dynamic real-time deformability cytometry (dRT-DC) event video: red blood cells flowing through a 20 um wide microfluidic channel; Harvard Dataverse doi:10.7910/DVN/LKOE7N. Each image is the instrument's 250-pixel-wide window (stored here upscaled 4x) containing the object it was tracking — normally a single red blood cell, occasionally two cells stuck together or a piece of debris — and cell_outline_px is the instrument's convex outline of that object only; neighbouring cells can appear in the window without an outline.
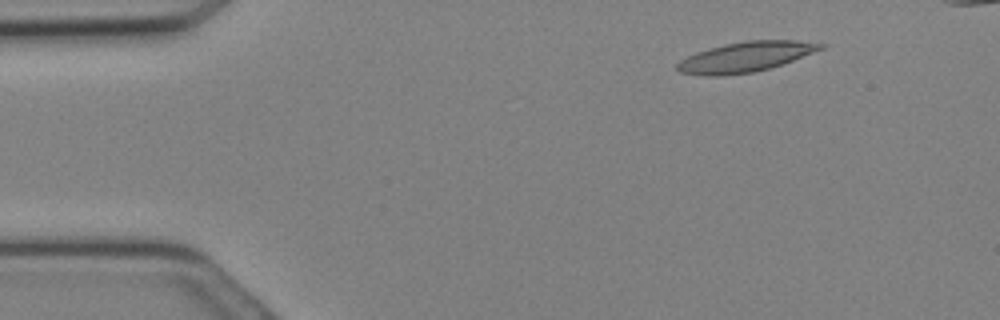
{"species": "Egyptian fruit bat (a non-hibernating species)", "species_latin": "Rousettus aegyptiacus", "temperature_condition": "cold", "stored_images_in_passage": 29, "camera_frame_rate_fps": 3000, "um_per_image_px": 0.085, "animal": {"sex": "female"}, "frame": {"image": 1, "passage_image": 4, "time_ms": 1.0, "image_size_px": [1000, 320], "cell_outline_px": [[828, 44], [824, 48], [784, 64], [752, 72], [724, 76], [704, 76], [680, 72], [676, 68], [676, 64], [680, 60], [696, 52], [708, 48], [724, 44], [748, 40], [796, 40]], "centroid_in_image_um": [63.37, 4.83], "position_along_channel_um": 21.6, "area_um2": 25.26}}
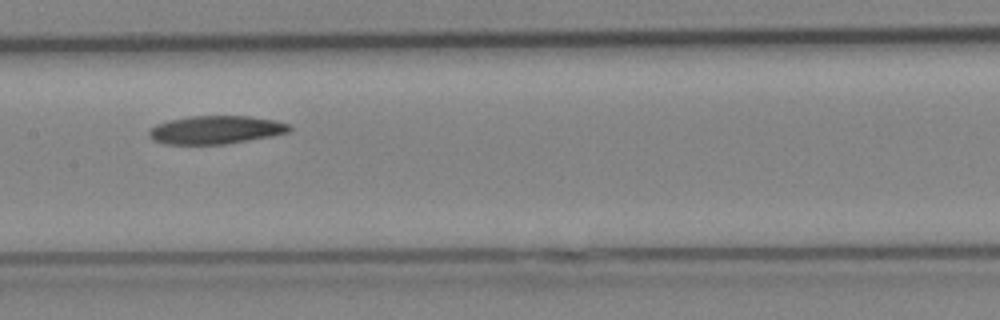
{"frame": {"image": 2, "passage_image": 15, "time_ms": 4.667, "image_size_px": [1000, 320], "cell_outline_px": [[292, 132], [272, 136], [224, 144], [164, 144], [152, 140], [148, 136], [148, 132], [156, 124], [168, 120], [188, 116], [248, 116], [276, 120], [288, 124], [292, 128]], "centroid_in_image_um": [18.34, 11.03], "position_along_channel_um": 189.1, "area_um2": 23.24}}
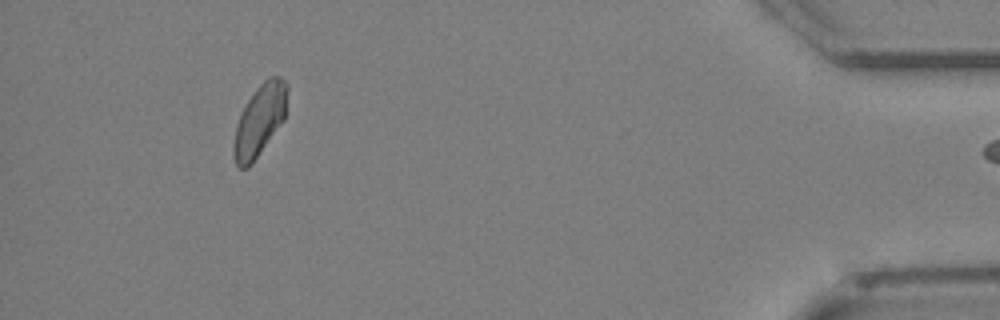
{"frame": {"image": 3, "passage_image": 28, "time_ms": 9.0, "image_size_px": [1000, 320], "cell_outline_px": [[288, 88], [284, 120], [252, 164], [248, 168], [240, 168], [236, 164], [232, 156], [232, 144], [236, 124], [240, 112], [256, 88], [264, 80], [272, 76], [280, 76], [288, 84]], "centroid_in_image_um": [22.05, 10.24], "position_along_channel_um": 413.2, "area_um2": 22.54}}